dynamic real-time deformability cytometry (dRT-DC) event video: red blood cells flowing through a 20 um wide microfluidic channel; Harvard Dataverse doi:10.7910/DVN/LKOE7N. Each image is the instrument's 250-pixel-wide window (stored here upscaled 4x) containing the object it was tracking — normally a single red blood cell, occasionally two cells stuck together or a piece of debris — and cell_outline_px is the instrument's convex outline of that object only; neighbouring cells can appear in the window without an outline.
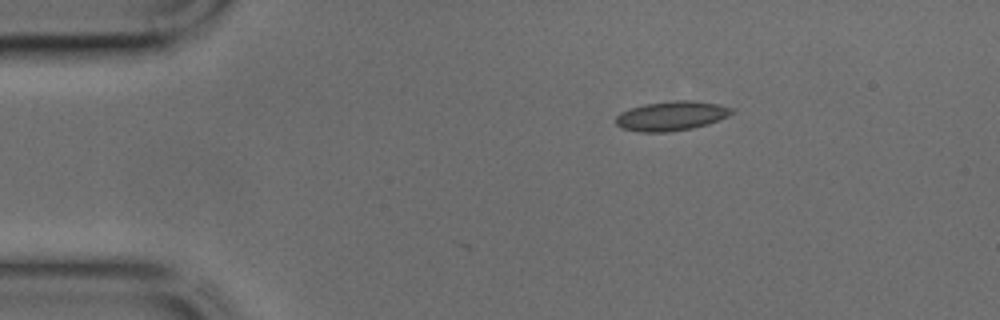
{"species": "common noctule bat (a hibernating species)", "species_latin": "Nyctalus noctula", "temperature_condition": "cold", "stored_images_in_passage": 3, "camera_frame_rate_fps": 3000, "um_per_image_px": 0.085, "animal": {"sex": "male", "body_mass_g": 17.9, "forearm_length_mm": 54.2}, "frame": {"image": 1, "passage_image": 1, "time_ms": 0.0, "image_size_px": [1000, 320], "cell_outline_px": [[736, 112], [720, 120], [708, 124], [692, 128], [668, 132], [640, 132], [620, 128], [616, 124], [616, 116], [620, 112], [644, 104], [676, 100], [692, 100], [720, 104], [732, 108]], "centroid_in_image_um": [57.09, 9.85], "position_along_channel_um": 27.9, "area_um2": 20.06}}